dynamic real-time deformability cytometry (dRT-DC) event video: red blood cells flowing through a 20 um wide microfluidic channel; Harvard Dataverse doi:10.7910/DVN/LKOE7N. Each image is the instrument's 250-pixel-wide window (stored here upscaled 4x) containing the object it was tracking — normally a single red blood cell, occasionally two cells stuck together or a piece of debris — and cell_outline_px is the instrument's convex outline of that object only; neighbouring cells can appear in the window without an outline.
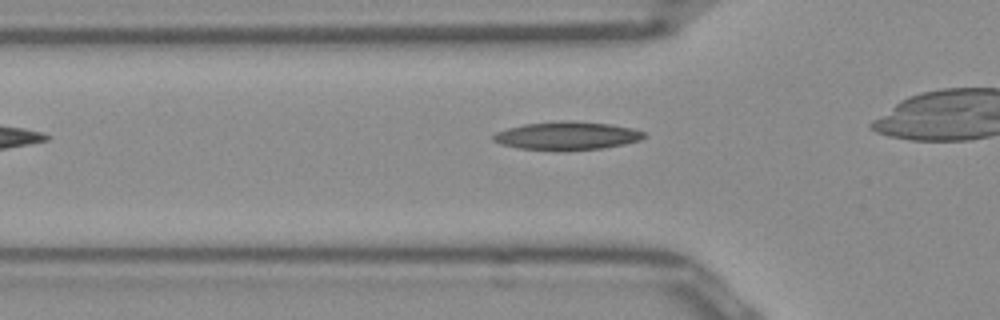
{"species": "Egyptian fruit bat (a non-hibernating species)", "species_latin": "Rousettus aegyptiacus", "temperature_condition": "room temperature", "stored_images_in_passage": 29, "camera_frame_rate_fps": 3000, "um_per_image_px": 0.085, "frame": {"image": 1, "passage_image": 6, "time_ms": 1.667, "image_size_px": [1000, 320], "cell_outline_px": [[648, 136], [640, 140], [624, 144], [604, 148], [564, 152], [556, 152], [516, 148], [500, 144], [492, 140], [492, 136], [496, 132], [508, 128], [524, 124], [560, 120], [564, 120], [612, 124], [632, 128], [644, 132]], "centroid_in_image_um": [48.18, 11.56], "position_along_channel_um": 77.6, "area_um2": 25.49}}
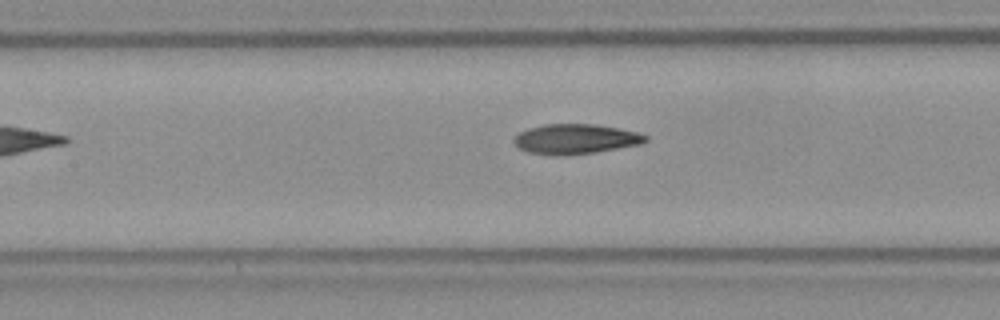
{"frame": {"image": 2, "passage_image": 12, "time_ms": 3.667, "image_size_px": [1000, 320], "cell_outline_px": [[648, 140], [640, 144], [596, 152], [564, 156], [556, 156], [528, 152], [520, 148], [512, 140], [520, 132], [528, 128], [544, 124], [596, 124], [620, 128], [636, 132], [648, 136]], "centroid_in_image_um": [48.92, 11.82], "position_along_channel_um": 158.5, "area_um2": 23.0}}
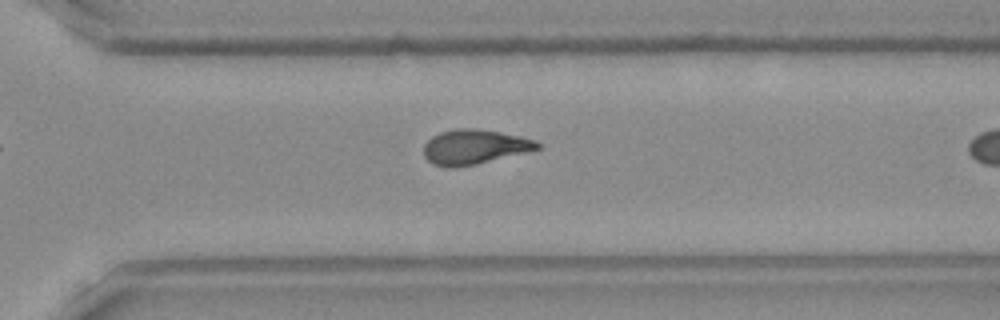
{"frame": {"image": 3, "passage_image": 25, "time_ms": 8.0, "image_size_px": [1000, 320], "cell_outline_px": [[540, 148], [476, 164], [452, 168], [448, 168], [432, 164], [424, 156], [424, 144], [432, 136], [440, 132], [456, 128], [472, 128], [500, 132], [520, 136], [536, 140], [540, 144]], "centroid_in_image_um": [40.28, 12.48], "position_along_channel_um": 330.3, "area_um2": 22.83}}